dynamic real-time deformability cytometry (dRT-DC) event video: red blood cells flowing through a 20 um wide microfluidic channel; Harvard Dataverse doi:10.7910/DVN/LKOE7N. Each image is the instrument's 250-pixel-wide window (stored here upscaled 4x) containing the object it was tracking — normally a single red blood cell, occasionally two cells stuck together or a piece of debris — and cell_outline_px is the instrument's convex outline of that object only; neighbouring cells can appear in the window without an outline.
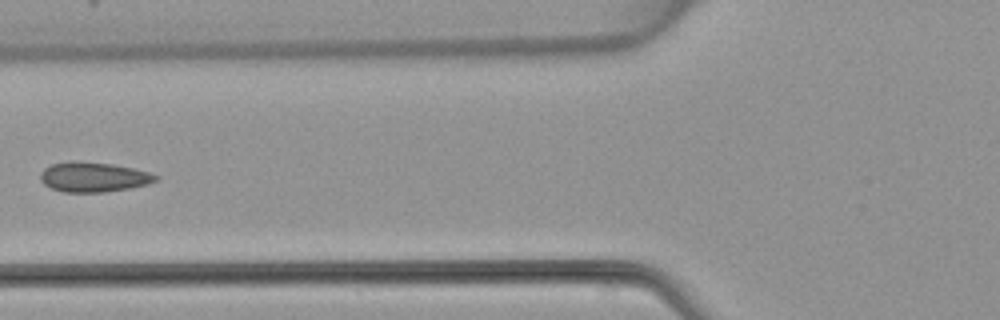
{"species": "common noctule bat (a hibernating species)", "species_latin": "Nyctalus noctula", "temperature_condition": "warm", "stored_images_in_passage": 6, "camera_frame_rate_fps": 3000, "um_per_image_px": 0.085, "animal": {"sex": "female", "body_mass_g": 22.7, "forearm_length_mm": 54.2}, "frame": {"image": 1, "passage_image": 6, "time_ms": 6.0, "image_size_px": [1000, 320], "cell_outline_px": [[160, 180], [148, 184], [132, 188], [104, 192], [64, 192], [52, 188], [44, 184], [40, 180], [40, 172], [44, 168], [52, 164], [112, 164], [132, 168], [148, 172], [160, 176]], "centroid_in_image_um": [8.02, 15.1], "position_along_channel_um": 117.8, "area_um2": 19.36}}